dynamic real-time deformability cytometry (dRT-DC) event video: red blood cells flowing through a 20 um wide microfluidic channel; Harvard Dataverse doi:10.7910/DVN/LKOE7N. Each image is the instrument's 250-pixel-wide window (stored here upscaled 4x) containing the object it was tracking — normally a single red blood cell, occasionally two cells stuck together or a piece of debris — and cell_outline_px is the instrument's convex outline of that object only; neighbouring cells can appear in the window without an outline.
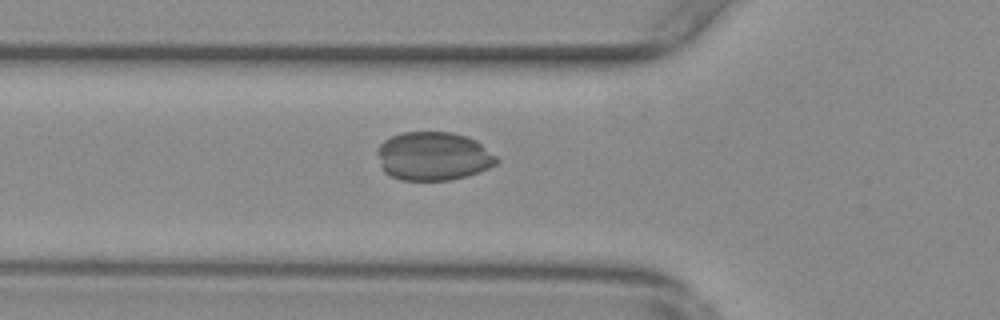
{"species": "common noctule bat (a hibernating species)", "species_latin": "Nyctalus noctula", "temperature_condition": "warm", "stored_images_in_passage": 49, "camera_frame_rate_fps": 3000, "um_per_image_px": 0.085, "animal": {"sex": "female", "body_mass_g": 29.2, "forearm_length_mm": 56.3}, "frame": {"image": 1, "passage_image": 13, "time_ms": 4.0, "image_size_px": [1000, 320], "cell_outline_px": [[500, 160], [496, 164], [480, 172], [448, 180], [400, 180], [384, 172], [380, 168], [376, 152], [380, 144], [384, 140], [392, 136], [404, 132], [452, 132], [468, 136], [476, 140], [496, 156]], "centroid_in_image_um": [36.81, 13.27], "position_along_channel_um": 89.0, "area_um2": 33.93}}
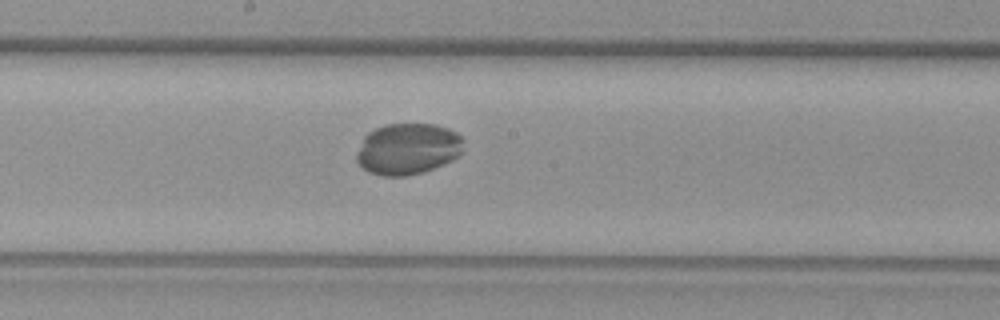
{"frame": {"image": 2, "passage_image": 23, "time_ms": 7.333, "image_size_px": [1000, 320], "cell_outline_px": [[464, 152], [460, 156], [444, 164], [424, 172], [404, 176], [380, 176], [368, 172], [356, 160], [356, 152], [364, 136], [368, 132], [384, 124], [436, 124], [448, 128], [456, 132], [464, 140]], "centroid_in_image_um": [34.69, 12.66], "position_along_channel_um": 213.5, "area_um2": 32.48}}
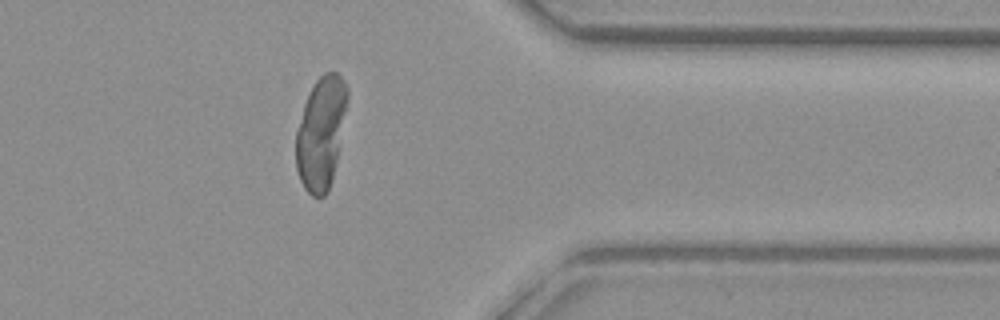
{"frame": {"image": 3, "passage_image": 38, "time_ms": 12.333, "image_size_px": [1000, 320], "cell_outline_px": [[348, 96], [336, 160], [332, 180], [328, 192], [324, 196], [312, 196], [304, 188], [300, 180], [296, 168], [296, 132], [304, 104], [316, 80], [324, 72], [336, 72], [344, 80], [348, 88]], "centroid_in_image_um": [27.27, 11.3], "position_along_channel_um": 384.1, "area_um2": 33.18}}